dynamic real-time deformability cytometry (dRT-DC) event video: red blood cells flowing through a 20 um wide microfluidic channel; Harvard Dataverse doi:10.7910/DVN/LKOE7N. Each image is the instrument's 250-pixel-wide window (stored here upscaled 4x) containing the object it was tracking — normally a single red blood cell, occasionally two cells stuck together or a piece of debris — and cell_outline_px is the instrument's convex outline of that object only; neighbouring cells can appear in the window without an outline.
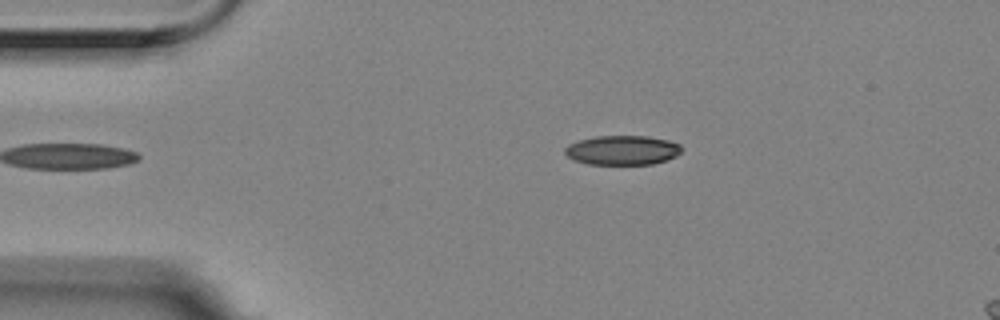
{"species": "Egyptian fruit bat (a non-hibernating species)", "species_latin": "Rousettus aegyptiacus", "temperature_condition": "room temperature", "stored_images_in_passage": 2, "camera_frame_rate_fps": 3000, "um_per_image_px": 0.085, "animal": {"sex": "female"}, "frame": {"image": 1, "passage_image": 2, "time_ms": 0.333, "image_size_px": [1000, 320], "cell_outline_px": [[684, 148], [676, 156], [652, 164], [588, 164], [572, 160], [564, 152], [564, 148], [568, 144], [580, 140], [596, 136], [648, 136], [668, 140], [680, 144]], "centroid_in_image_um": [52.89, 12.76], "position_along_channel_um": 32.1, "area_um2": 20.06}}